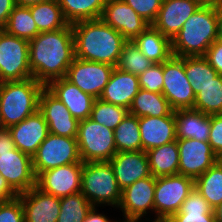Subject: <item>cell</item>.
I'll return each mask as SVG.
<instances>
[{
    "label": "cell",
    "mask_w": 222,
    "mask_h": 222,
    "mask_svg": "<svg viewBox=\"0 0 222 222\" xmlns=\"http://www.w3.org/2000/svg\"><path fill=\"white\" fill-rule=\"evenodd\" d=\"M129 113L139 117H162L170 115L174 110L161 93L140 89L133 98Z\"/></svg>",
    "instance_id": "29"
},
{
    "label": "cell",
    "mask_w": 222,
    "mask_h": 222,
    "mask_svg": "<svg viewBox=\"0 0 222 222\" xmlns=\"http://www.w3.org/2000/svg\"><path fill=\"white\" fill-rule=\"evenodd\" d=\"M209 64L222 75V42L216 40L204 55Z\"/></svg>",
    "instance_id": "44"
},
{
    "label": "cell",
    "mask_w": 222,
    "mask_h": 222,
    "mask_svg": "<svg viewBox=\"0 0 222 222\" xmlns=\"http://www.w3.org/2000/svg\"><path fill=\"white\" fill-rule=\"evenodd\" d=\"M147 23L152 25L156 20L163 0H123Z\"/></svg>",
    "instance_id": "41"
},
{
    "label": "cell",
    "mask_w": 222,
    "mask_h": 222,
    "mask_svg": "<svg viewBox=\"0 0 222 222\" xmlns=\"http://www.w3.org/2000/svg\"><path fill=\"white\" fill-rule=\"evenodd\" d=\"M75 42V57L116 66L124 43V36L101 18L71 24Z\"/></svg>",
    "instance_id": "2"
},
{
    "label": "cell",
    "mask_w": 222,
    "mask_h": 222,
    "mask_svg": "<svg viewBox=\"0 0 222 222\" xmlns=\"http://www.w3.org/2000/svg\"><path fill=\"white\" fill-rule=\"evenodd\" d=\"M16 6L14 0H0V29H2Z\"/></svg>",
    "instance_id": "46"
},
{
    "label": "cell",
    "mask_w": 222,
    "mask_h": 222,
    "mask_svg": "<svg viewBox=\"0 0 222 222\" xmlns=\"http://www.w3.org/2000/svg\"><path fill=\"white\" fill-rule=\"evenodd\" d=\"M209 144L215 155L222 159V114L211 115Z\"/></svg>",
    "instance_id": "43"
},
{
    "label": "cell",
    "mask_w": 222,
    "mask_h": 222,
    "mask_svg": "<svg viewBox=\"0 0 222 222\" xmlns=\"http://www.w3.org/2000/svg\"><path fill=\"white\" fill-rule=\"evenodd\" d=\"M4 128L5 126L3 125L2 118H1V105H0V130Z\"/></svg>",
    "instance_id": "54"
},
{
    "label": "cell",
    "mask_w": 222,
    "mask_h": 222,
    "mask_svg": "<svg viewBox=\"0 0 222 222\" xmlns=\"http://www.w3.org/2000/svg\"><path fill=\"white\" fill-rule=\"evenodd\" d=\"M82 169L83 163H74L43 171L36 177V187L59 198L81 192Z\"/></svg>",
    "instance_id": "13"
},
{
    "label": "cell",
    "mask_w": 222,
    "mask_h": 222,
    "mask_svg": "<svg viewBox=\"0 0 222 222\" xmlns=\"http://www.w3.org/2000/svg\"><path fill=\"white\" fill-rule=\"evenodd\" d=\"M16 149L9 128L0 130V154L9 153Z\"/></svg>",
    "instance_id": "45"
},
{
    "label": "cell",
    "mask_w": 222,
    "mask_h": 222,
    "mask_svg": "<svg viewBox=\"0 0 222 222\" xmlns=\"http://www.w3.org/2000/svg\"><path fill=\"white\" fill-rule=\"evenodd\" d=\"M14 1L16 5L29 7L31 5H35L48 0H14Z\"/></svg>",
    "instance_id": "50"
},
{
    "label": "cell",
    "mask_w": 222,
    "mask_h": 222,
    "mask_svg": "<svg viewBox=\"0 0 222 222\" xmlns=\"http://www.w3.org/2000/svg\"><path fill=\"white\" fill-rule=\"evenodd\" d=\"M151 174L154 177L177 175L179 151L177 140L146 151Z\"/></svg>",
    "instance_id": "28"
},
{
    "label": "cell",
    "mask_w": 222,
    "mask_h": 222,
    "mask_svg": "<svg viewBox=\"0 0 222 222\" xmlns=\"http://www.w3.org/2000/svg\"><path fill=\"white\" fill-rule=\"evenodd\" d=\"M32 77L29 64V41L0 29V83Z\"/></svg>",
    "instance_id": "9"
},
{
    "label": "cell",
    "mask_w": 222,
    "mask_h": 222,
    "mask_svg": "<svg viewBox=\"0 0 222 222\" xmlns=\"http://www.w3.org/2000/svg\"><path fill=\"white\" fill-rule=\"evenodd\" d=\"M64 18L69 24L99 19L106 0H58Z\"/></svg>",
    "instance_id": "32"
},
{
    "label": "cell",
    "mask_w": 222,
    "mask_h": 222,
    "mask_svg": "<svg viewBox=\"0 0 222 222\" xmlns=\"http://www.w3.org/2000/svg\"><path fill=\"white\" fill-rule=\"evenodd\" d=\"M133 42L152 63H163L173 55L171 40L152 25L141 32Z\"/></svg>",
    "instance_id": "26"
},
{
    "label": "cell",
    "mask_w": 222,
    "mask_h": 222,
    "mask_svg": "<svg viewBox=\"0 0 222 222\" xmlns=\"http://www.w3.org/2000/svg\"><path fill=\"white\" fill-rule=\"evenodd\" d=\"M24 210L25 222H57L60 214V198L32 187L18 194Z\"/></svg>",
    "instance_id": "21"
},
{
    "label": "cell",
    "mask_w": 222,
    "mask_h": 222,
    "mask_svg": "<svg viewBox=\"0 0 222 222\" xmlns=\"http://www.w3.org/2000/svg\"><path fill=\"white\" fill-rule=\"evenodd\" d=\"M179 151L178 174L194 180L213 166L219 158L209 142L196 139H177Z\"/></svg>",
    "instance_id": "12"
},
{
    "label": "cell",
    "mask_w": 222,
    "mask_h": 222,
    "mask_svg": "<svg viewBox=\"0 0 222 222\" xmlns=\"http://www.w3.org/2000/svg\"><path fill=\"white\" fill-rule=\"evenodd\" d=\"M39 111L48 124L49 133L64 137H77L79 121L46 87L40 94Z\"/></svg>",
    "instance_id": "16"
},
{
    "label": "cell",
    "mask_w": 222,
    "mask_h": 222,
    "mask_svg": "<svg viewBox=\"0 0 222 222\" xmlns=\"http://www.w3.org/2000/svg\"><path fill=\"white\" fill-rule=\"evenodd\" d=\"M97 212V206H92L83 222H114L107 218L103 213L101 214Z\"/></svg>",
    "instance_id": "48"
},
{
    "label": "cell",
    "mask_w": 222,
    "mask_h": 222,
    "mask_svg": "<svg viewBox=\"0 0 222 222\" xmlns=\"http://www.w3.org/2000/svg\"><path fill=\"white\" fill-rule=\"evenodd\" d=\"M75 59L71 24L56 31L40 32L29 41V64L32 77L43 85L65 78Z\"/></svg>",
    "instance_id": "1"
},
{
    "label": "cell",
    "mask_w": 222,
    "mask_h": 222,
    "mask_svg": "<svg viewBox=\"0 0 222 222\" xmlns=\"http://www.w3.org/2000/svg\"><path fill=\"white\" fill-rule=\"evenodd\" d=\"M194 187L214 209L222 203V159L194 180Z\"/></svg>",
    "instance_id": "33"
},
{
    "label": "cell",
    "mask_w": 222,
    "mask_h": 222,
    "mask_svg": "<svg viewBox=\"0 0 222 222\" xmlns=\"http://www.w3.org/2000/svg\"><path fill=\"white\" fill-rule=\"evenodd\" d=\"M218 8L201 6L183 24L172 42V54L177 57L204 56L217 40Z\"/></svg>",
    "instance_id": "3"
},
{
    "label": "cell",
    "mask_w": 222,
    "mask_h": 222,
    "mask_svg": "<svg viewBox=\"0 0 222 222\" xmlns=\"http://www.w3.org/2000/svg\"><path fill=\"white\" fill-rule=\"evenodd\" d=\"M201 5L197 0H163L152 26L171 41Z\"/></svg>",
    "instance_id": "18"
},
{
    "label": "cell",
    "mask_w": 222,
    "mask_h": 222,
    "mask_svg": "<svg viewBox=\"0 0 222 222\" xmlns=\"http://www.w3.org/2000/svg\"><path fill=\"white\" fill-rule=\"evenodd\" d=\"M114 66L75 57L69 66L66 79L84 93L100 98L114 71Z\"/></svg>",
    "instance_id": "11"
},
{
    "label": "cell",
    "mask_w": 222,
    "mask_h": 222,
    "mask_svg": "<svg viewBox=\"0 0 222 222\" xmlns=\"http://www.w3.org/2000/svg\"><path fill=\"white\" fill-rule=\"evenodd\" d=\"M139 130L143 151L177 140L174 111L162 117H139Z\"/></svg>",
    "instance_id": "23"
},
{
    "label": "cell",
    "mask_w": 222,
    "mask_h": 222,
    "mask_svg": "<svg viewBox=\"0 0 222 222\" xmlns=\"http://www.w3.org/2000/svg\"><path fill=\"white\" fill-rule=\"evenodd\" d=\"M45 87L68 108L75 119L82 121L90 117L96 98L84 93L66 78L52 80Z\"/></svg>",
    "instance_id": "22"
},
{
    "label": "cell",
    "mask_w": 222,
    "mask_h": 222,
    "mask_svg": "<svg viewBox=\"0 0 222 222\" xmlns=\"http://www.w3.org/2000/svg\"><path fill=\"white\" fill-rule=\"evenodd\" d=\"M121 191L109 161L83 163L81 193L92 206L107 204L118 208Z\"/></svg>",
    "instance_id": "5"
},
{
    "label": "cell",
    "mask_w": 222,
    "mask_h": 222,
    "mask_svg": "<svg viewBox=\"0 0 222 222\" xmlns=\"http://www.w3.org/2000/svg\"><path fill=\"white\" fill-rule=\"evenodd\" d=\"M36 177L43 171L74 163H83L76 137L49 133L32 156Z\"/></svg>",
    "instance_id": "8"
},
{
    "label": "cell",
    "mask_w": 222,
    "mask_h": 222,
    "mask_svg": "<svg viewBox=\"0 0 222 222\" xmlns=\"http://www.w3.org/2000/svg\"><path fill=\"white\" fill-rule=\"evenodd\" d=\"M153 64L140 52L133 41H126L115 67L123 72L139 76Z\"/></svg>",
    "instance_id": "37"
},
{
    "label": "cell",
    "mask_w": 222,
    "mask_h": 222,
    "mask_svg": "<svg viewBox=\"0 0 222 222\" xmlns=\"http://www.w3.org/2000/svg\"><path fill=\"white\" fill-rule=\"evenodd\" d=\"M195 94L193 109L204 114H222V75L206 85L192 86Z\"/></svg>",
    "instance_id": "31"
},
{
    "label": "cell",
    "mask_w": 222,
    "mask_h": 222,
    "mask_svg": "<svg viewBox=\"0 0 222 222\" xmlns=\"http://www.w3.org/2000/svg\"><path fill=\"white\" fill-rule=\"evenodd\" d=\"M216 222H222V203L213 209Z\"/></svg>",
    "instance_id": "52"
},
{
    "label": "cell",
    "mask_w": 222,
    "mask_h": 222,
    "mask_svg": "<svg viewBox=\"0 0 222 222\" xmlns=\"http://www.w3.org/2000/svg\"><path fill=\"white\" fill-rule=\"evenodd\" d=\"M162 94L173 110L193 108L195 94L184 71V57L172 55L163 62Z\"/></svg>",
    "instance_id": "10"
},
{
    "label": "cell",
    "mask_w": 222,
    "mask_h": 222,
    "mask_svg": "<svg viewBox=\"0 0 222 222\" xmlns=\"http://www.w3.org/2000/svg\"><path fill=\"white\" fill-rule=\"evenodd\" d=\"M217 40L222 42V8H218V32Z\"/></svg>",
    "instance_id": "51"
},
{
    "label": "cell",
    "mask_w": 222,
    "mask_h": 222,
    "mask_svg": "<svg viewBox=\"0 0 222 222\" xmlns=\"http://www.w3.org/2000/svg\"><path fill=\"white\" fill-rule=\"evenodd\" d=\"M114 139L117 152L141 151L139 118L128 113L114 129Z\"/></svg>",
    "instance_id": "34"
},
{
    "label": "cell",
    "mask_w": 222,
    "mask_h": 222,
    "mask_svg": "<svg viewBox=\"0 0 222 222\" xmlns=\"http://www.w3.org/2000/svg\"><path fill=\"white\" fill-rule=\"evenodd\" d=\"M166 222H216V220L213 208L194 187L179 211Z\"/></svg>",
    "instance_id": "27"
},
{
    "label": "cell",
    "mask_w": 222,
    "mask_h": 222,
    "mask_svg": "<svg viewBox=\"0 0 222 222\" xmlns=\"http://www.w3.org/2000/svg\"><path fill=\"white\" fill-rule=\"evenodd\" d=\"M184 71L191 86L206 85L219 75L204 56L184 57Z\"/></svg>",
    "instance_id": "38"
},
{
    "label": "cell",
    "mask_w": 222,
    "mask_h": 222,
    "mask_svg": "<svg viewBox=\"0 0 222 222\" xmlns=\"http://www.w3.org/2000/svg\"><path fill=\"white\" fill-rule=\"evenodd\" d=\"M15 147L31 157L49 134V127L38 110L20 123L9 127Z\"/></svg>",
    "instance_id": "20"
},
{
    "label": "cell",
    "mask_w": 222,
    "mask_h": 222,
    "mask_svg": "<svg viewBox=\"0 0 222 222\" xmlns=\"http://www.w3.org/2000/svg\"><path fill=\"white\" fill-rule=\"evenodd\" d=\"M163 77V63H154L138 76L140 88L162 94L164 85Z\"/></svg>",
    "instance_id": "40"
},
{
    "label": "cell",
    "mask_w": 222,
    "mask_h": 222,
    "mask_svg": "<svg viewBox=\"0 0 222 222\" xmlns=\"http://www.w3.org/2000/svg\"><path fill=\"white\" fill-rule=\"evenodd\" d=\"M201 6L222 8V0H197Z\"/></svg>",
    "instance_id": "49"
},
{
    "label": "cell",
    "mask_w": 222,
    "mask_h": 222,
    "mask_svg": "<svg viewBox=\"0 0 222 222\" xmlns=\"http://www.w3.org/2000/svg\"><path fill=\"white\" fill-rule=\"evenodd\" d=\"M18 197V194L10 187L6 179L0 174V202L10 201Z\"/></svg>",
    "instance_id": "47"
},
{
    "label": "cell",
    "mask_w": 222,
    "mask_h": 222,
    "mask_svg": "<svg viewBox=\"0 0 222 222\" xmlns=\"http://www.w3.org/2000/svg\"><path fill=\"white\" fill-rule=\"evenodd\" d=\"M100 18L107 25L120 32L127 41H133L150 26L123 0H106Z\"/></svg>",
    "instance_id": "17"
},
{
    "label": "cell",
    "mask_w": 222,
    "mask_h": 222,
    "mask_svg": "<svg viewBox=\"0 0 222 222\" xmlns=\"http://www.w3.org/2000/svg\"><path fill=\"white\" fill-rule=\"evenodd\" d=\"M176 139H196L208 142L211 115L193 108L174 110Z\"/></svg>",
    "instance_id": "25"
},
{
    "label": "cell",
    "mask_w": 222,
    "mask_h": 222,
    "mask_svg": "<svg viewBox=\"0 0 222 222\" xmlns=\"http://www.w3.org/2000/svg\"><path fill=\"white\" fill-rule=\"evenodd\" d=\"M156 177L153 175L140 179L121 191L118 209L124 218L139 219L146 216L147 211H154V192Z\"/></svg>",
    "instance_id": "15"
},
{
    "label": "cell",
    "mask_w": 222,
    "mask_h": 222,
    "mask_svg": "<svg viewBox=\"0 0 222 222\" xmlns=\"http://www.w3.org/2000/svg\"><path fill=\"white\" fill-rule=\"evenodd\" d=\"M76 139L83 163L110 161L117 152L114 130L91 118L79 121Z\"/></svg>",
    "instance_id": "6"
},
{
    "label": "cell",
    "mask_w": 222,
    "mask_h": 222,
    "mask_svg": "<svg viewBox=\"0 0 222 222\" xmlns=\"http://www.w3.org/2000/svg\"><path fill=\"white\" fill-rule=\"evenodd\" d=\"M92 204L81 193L60 198V214L57 222H83Z\"/></svg>",
    "instance_id": "36"
},
{
    "label": "cell",
    "mask_w": 222,
    "mask_h": 222,
    "mask_svg": "<svg viewBox=\"0 0 222 222\" xmlns=\"http://www.w3.org/2000/svg\"><path fill=\"white\" fill-rule=\"evenodd\" d=\"M2 29L10 35L28 41L32 40L40 33L32 17L30 8L19 5L14 7L6 25Z\"/></svg>",
    "instance_id": "35"
},
{
    "label": "cell",
    "mask_w": 222,
    "mask_h": 222,
    "mask_svg": "<svg viewBox=\"0 0 222 222\" xmlns=\"http://www.w3.org/2000/svg\"><path fill=\"white\" fill-rule=\"evenodd\" d=\"M29 8L39 32L56 31L69 25L58 0H48L31 5Z\"/></svg>",
    "instance_id": "30"
},
{
    "label": "cell",
    "mask_w": 222,
    "mask_h": 222,
    "mask_svg": "<svg viewBox=\"0 0 222 222\" xmlns=\"http://www.w3.org/2000/svg\"><path fill=\"white\" fill-rule=\"evenodd\" d=\"M125 220L122 222H140L139 219H132V218H124ZM114 222H120V221H114Z\"/></svg>",
    "instance_id": "53"
},
{
    "label": "cell",
    "mask_w": 222,
    "mask_h": 222,
    "mask_svg": "<svg viewBox=\"0 0 222 222\" xmlns=\"http://www.w3.org/2000/svg\"><path fill=\"white\" fill-rule=\"evenodd\" d=\"M109 163L121 190L152 175L146 151L143 150L116 152Z\"/></svg>",
    "instance_id": "19"
},
{
    "label": "cell",
    "mask_w": 222,
    "mask_h": 222,
    "mask_svg": "<svg viewBox=\"0 0 222 222\" xmlns=\"http://www.w3.org/2000/svg\"><path fill=\"white\" fill-rule=\"evenodd\" d=\"M194 189V179L184 175L156 177L154 192L155 217L152 222H166L177 213Z\"/></svg>",
    "instance_id": "7"
},
{
    "label": "cell",
    "mask_w": 222,
    "mask_h": 222,
    "mask_svg": "<svg viewBox=\"0 0 222 222\" xmlns=\"http://www.w3.org/2000/svg\"><path fill=\"white\" fill-rule=\"evenodd\" d=\"M128 113V109L105 102L98 98L94 101L89 118L108 127L109 129L114 130Z\"/></svg>",
    "instance_id": "39"
},
{
    "label": "cell",
    "mask_w": 222,
    "mask_h": 222,
    "mask_svg": "<svg viewBox=\"0 0 222 222\" xmlns=\"http://www.w3.org/2000/svg\"><path fill=\"white\" fill-rule=\"evenodd\" d=\"M0 222H25L23 205L18 197L0 202Z\"/></svg>",
    "instance_id": "42"
},
{
    "label": "cell",
    "mask_w": 222,
    "mask_h": 222,
    "mask_svg": "<svg viewBox=\"0 0 222 222\" xmlns=\"http://www.w3.org/2000/svg\"><path fill=\"white\" fill-rule=\"evenodd\" d=\"M0 174L17 194L36 186L32 157L17 148L0 154Z\"/></svg>",
    "instance_id": "14"
},
{
    "label": "cell",
    "mask_w": 222,
    "mask_h": 222,
    "mask_svg": "<svg viewBox=\"0 0 222 222\" xmlns=\"http://www.w3.org/2000/svg\"><path fill=\"white\" fill-rule=\"evenodd\" d=\"M140 89L138 76L115 67L100 99L129 109L133 98Z\"/></svg>",
    "instance_id": "24"
},
{
    "label": "cell",
    "mask_w": 222,
    "mask_h": 222,
    "mask_svg": "<svg viewBox=\"0 0 222 222\" xmlns=\"http://www.w3.org/2000/svg\"><path fill=\"white\" fill-rule=\"evenodd\" d=\"M44 87L33 77L0 83L1 118L5 128L20 123L39 110L40 94Z\"/></svg>",
    "instance_id": "4"
}]
</instances>
